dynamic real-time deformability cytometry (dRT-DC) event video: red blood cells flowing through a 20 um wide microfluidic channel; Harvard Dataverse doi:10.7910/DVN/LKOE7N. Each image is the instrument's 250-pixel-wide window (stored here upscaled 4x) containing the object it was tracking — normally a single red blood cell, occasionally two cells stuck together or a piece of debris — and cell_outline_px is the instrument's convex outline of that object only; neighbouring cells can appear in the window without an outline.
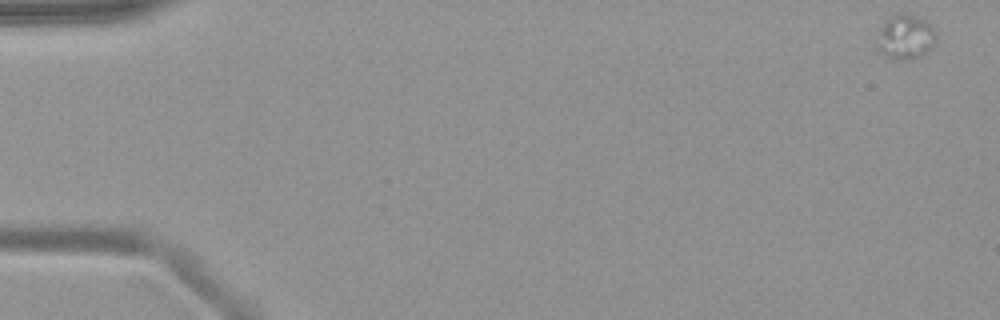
{"species": "common noctule bat (a hibernating species)", "species_latin": "Nyctalus noctula", "temperature_condition": "warm", "stored_images_in_passage": 55, "camera_frame_rate_fps": 3000, "um_per_image_px": 0.085, "animal": {"sex": "female", "body_mass_g": 19.9}, "frame": {"image": 1, "passage_image": 1, "time_ms": 0.0, "image_size_px": [1000, 320], "cell_outline_px": [[936, 40], [924, 56], [908, 60], [900, 60], [884, 56], [876, 52], [876, 48], [880, 28], [888, 16], [896, 12], [904, 12], [924, 20], [936, 32]], "centroid_in_image_um": [76.92, 3.16], "position_along_channel_um": 8.1, "area_um2": 15.72}}
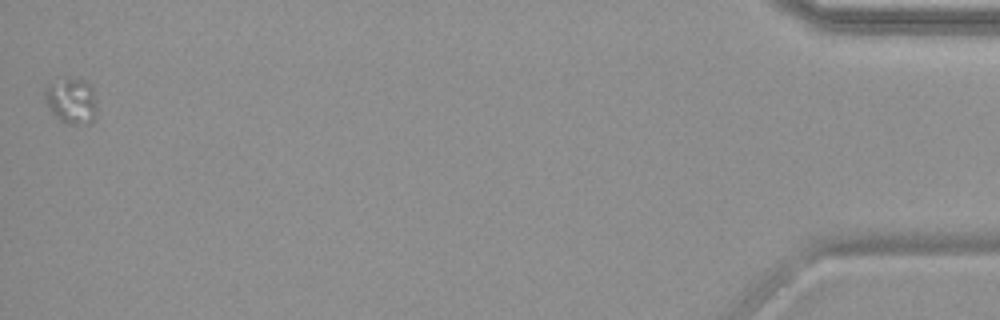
{"frame": {"image": 2, "passage_image": 55, "time_ms": 18.0, "image_size_px": [1000, 320], "cell_outline_px": [[96, 116], [92, 124], [68, 124], [60, 120], [48, 108], [44, 100], [44, 88], [48, 84], [68, 80], [84, 80], [92, 88], [96, 100]], "centroid_in_image_um": [6.08, 8.63], "position_along_channel_um": 429.1, "area_um2": 13.76}}